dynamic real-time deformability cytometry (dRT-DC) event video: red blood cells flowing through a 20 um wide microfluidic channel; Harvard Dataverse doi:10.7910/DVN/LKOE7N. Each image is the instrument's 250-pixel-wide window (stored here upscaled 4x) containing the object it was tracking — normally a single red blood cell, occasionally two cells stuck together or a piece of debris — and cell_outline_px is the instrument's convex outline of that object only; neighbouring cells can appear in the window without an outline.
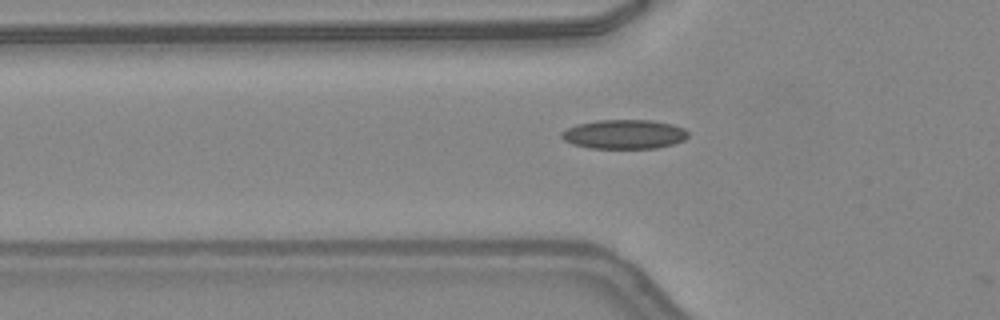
{"species": "common noctule bat (a hibernating species)", "species_latin": "Nyctalus noctula", "temperature_condition": "warm", "stored_images_in_passage": 19, "camera_frame_rate_fps": 3000, "um_per_image_px": 0.085, "animal": {"sex": "female", "body_mass_g": 24.6, "forearm_length_mm": 56.2}, "frame": {"image": 1, "passage_image": 18, "time_ms": 5.667, "image_size_px": [1000, 320], "cell_outline_px": [[688, 136], [684, 140], [672, 144], [656, 148], [588, 148], [572, 144], [564, 140], [560, 136], [560, 132], [576, 124], [596, 120], [652, 120], [672, 124], [684, 128], [688, 132]], "centroid_in_image_um": [53.03, 11.41], "position_along_channel_um": 72.8, "area_um2": 21.68}}